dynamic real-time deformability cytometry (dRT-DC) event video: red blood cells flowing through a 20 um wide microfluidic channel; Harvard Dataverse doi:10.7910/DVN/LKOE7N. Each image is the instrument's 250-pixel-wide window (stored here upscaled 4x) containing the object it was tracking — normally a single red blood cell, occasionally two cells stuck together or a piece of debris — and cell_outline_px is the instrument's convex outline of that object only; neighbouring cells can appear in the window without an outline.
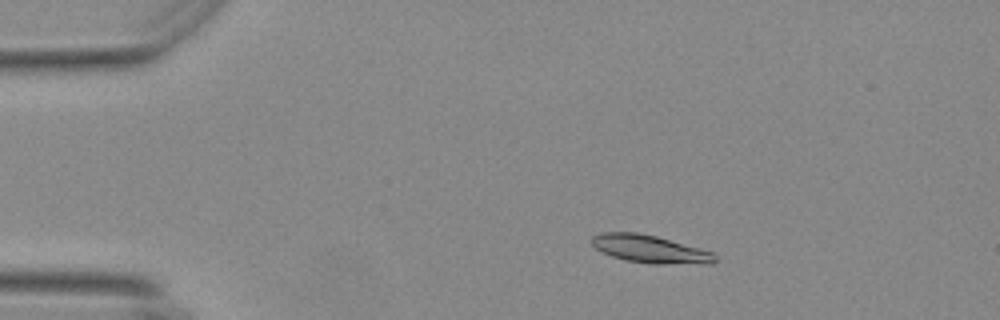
{"species": "Egyptian fruit bat (a non-hibernating species)", "species_latin": "Rousettus aegyptiacus", "temperature_condition": "warm", "stored_images_in_passage": 56, "camera_frame_rate_fps": 3000, "um_per_image_px": 0.085, "animal": {"sex": "female"}, "frame": {"image": 1, "passage_image": 11, "time_ms": 3.333, "image_size_px": [1000, 320], "cell_outline_px": [[716, 260], [712, 264], [656, 264], [624, 260], [600, 252], [592, 244], [592, 236], [600, 232], [636, 232], [656, 236], [700, 248], [712, 252], [716, 256]], "centroid_in_image_um": [55.25, 21.17], "position_along_channel_um": 29.8, "area_um2": 20.06}}
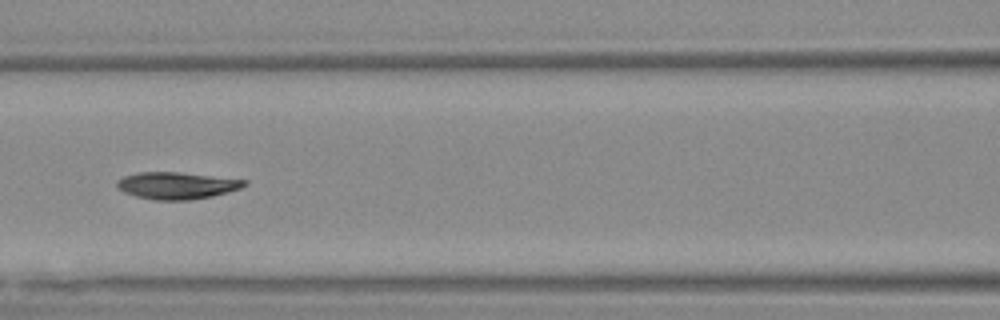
{"frame": {"image": 2, "passage_image": 26, "time_ms": 8.333, "image_size_px": [1000, 320], "cell_outline_px": [[248, 184], [240, 188], [228, 192], [212, 196], [188, 200], [156, 200], [136, 196], [124, 192], [116, 188], [116, 180], [124, 176], [140, 172], [180, 172], [248, 180]], "centroid_in_image_um": [15.02, 15.76], "position_along_channel_um": 151.6, "area_um2": 20.06}}
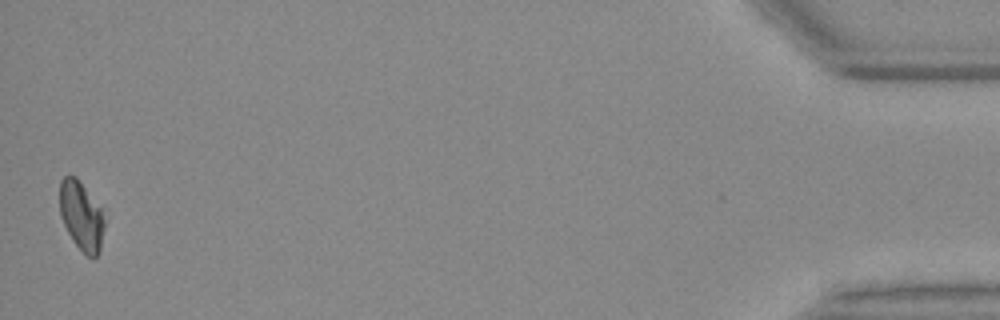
{"frame": {"image": 3, "passage_image": 56, "time_ms": 18.333, "image_size_px": [1000, 320], "cell_outline_px": [[104, 228], [100, 252], [92, 260], [72, 240], [60, 216], [60, 180], [64, 176], [76, 176], [100, 208], [104, 220]], "centroid_in_image_um": [6.91, 18.37], "position_along_channel_um": 428.3, "area_um2": 17.74}, "authors_computed_cell_mechanics": {"area_um2": 19.9121, "velocity_mm_per_s": 3.6917, "shape_relaxation_time_tau1_ms": 4.2419, "shape_relaxation_time_tau2_ms": 11.0331, "deformation_change_tau1": 0.1494, "deformation_change_tau2": 0.1165}}